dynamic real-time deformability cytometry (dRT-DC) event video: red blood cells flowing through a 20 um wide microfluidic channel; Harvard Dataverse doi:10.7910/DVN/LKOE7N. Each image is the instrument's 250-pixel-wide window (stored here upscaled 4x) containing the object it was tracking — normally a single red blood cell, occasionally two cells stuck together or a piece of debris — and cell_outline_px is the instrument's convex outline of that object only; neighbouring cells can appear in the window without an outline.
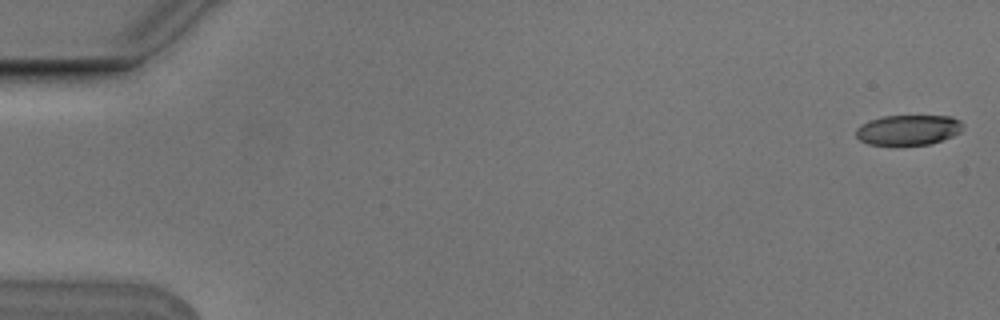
{"species": "Egyptian fruit bat (a non-hibernating species)", "species_latin": "Rousettus aegyptiacus", "temperature_condition": "cold", "stored_images_in_passage": 6, "camera_frame_rate_fps": 3000, "um_per_image_px": 0.085, "animal": {"sex": "male"}, "frame": {"image": 1, "passage_image": 1, "time_ms": 0.0, "image_size_px": [1000, 320], "cell_outline_px": [[964, 124], [960, 132], [952, 136], [932, 144], [868, 144], [860, 140], [856, 136], [856, 128], [860, 124], [868, 120], [884, 116], [952, 116], [960, 120]], "centroid_in_image_um": [77.21, 11.03], "position_along_channel_um": 7.8, "area_um2": 18.79}}
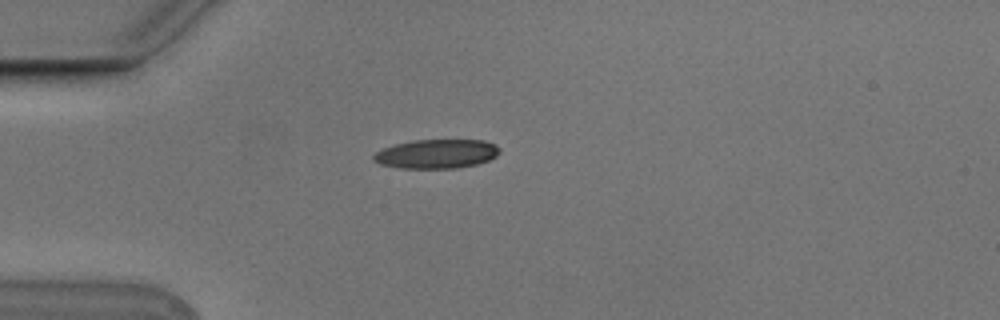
{"frame": {"image": 2, "passage_image": 5, "time_ms": 1.333, "image_size_px": [1000, 320], "cell_outline_px": [[500, 152], [496, 156], [488, 160], [476, 164], [456, 168], [400, 168], [380, 164], [372, 160], [372, 156], [376, 152], [384, 148], [396, 144], [412, 140], [484, 140], [496, 144], [500, 148]], "centroid_in_image_um": [37.11, 13.07], "position_along_channel_um": 47.9, "area_um2": 21.39}}